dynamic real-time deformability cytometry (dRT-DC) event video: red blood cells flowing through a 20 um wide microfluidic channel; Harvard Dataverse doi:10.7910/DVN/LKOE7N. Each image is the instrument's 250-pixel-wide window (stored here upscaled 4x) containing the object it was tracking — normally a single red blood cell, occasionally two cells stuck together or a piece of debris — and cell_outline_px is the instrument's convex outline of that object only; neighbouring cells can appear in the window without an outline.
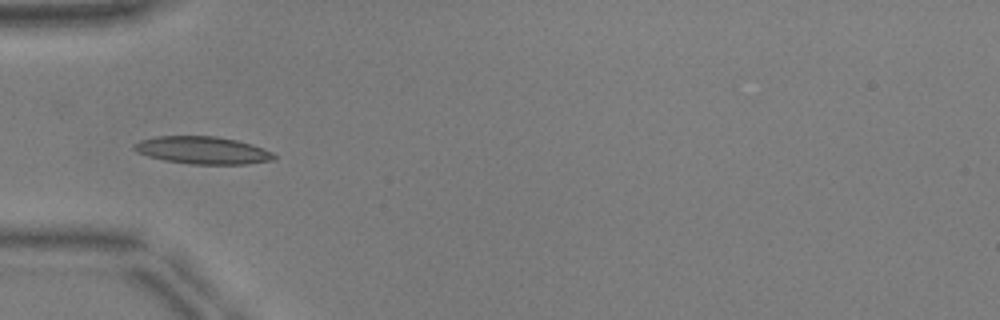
{"species": "common noctule bat (a hibernating species)", "species_latin": "Nyctalus noctula", "temperature_condition": "warm", "stored_images_in_passage": 20, "camera_frame_rate_fps": 3000, "um_per_image_px": 0.085, "animal": {"sex": "male", "body_mass_g": 17.9, "forearm_length_mm": 54.2}, "frame": {"image": 1, "passage_image": 3, "time_ms": 0.667, "image_size_px": [1000, 320], "cell_outline_px": [[276, 160], [248, 164], [192, 164], [164, 160], [148, 156], [136, 152], [132, 148], [132, 144], [140, 140], [156, 136], [216, 136], [236, 140], [252, 144], [264, 148], [272, 152], [276, 156]], "centroid_in_image_um": [17.23, 12.77], "position_along_channel_um": 67.8, "area_um2": 22.6}}